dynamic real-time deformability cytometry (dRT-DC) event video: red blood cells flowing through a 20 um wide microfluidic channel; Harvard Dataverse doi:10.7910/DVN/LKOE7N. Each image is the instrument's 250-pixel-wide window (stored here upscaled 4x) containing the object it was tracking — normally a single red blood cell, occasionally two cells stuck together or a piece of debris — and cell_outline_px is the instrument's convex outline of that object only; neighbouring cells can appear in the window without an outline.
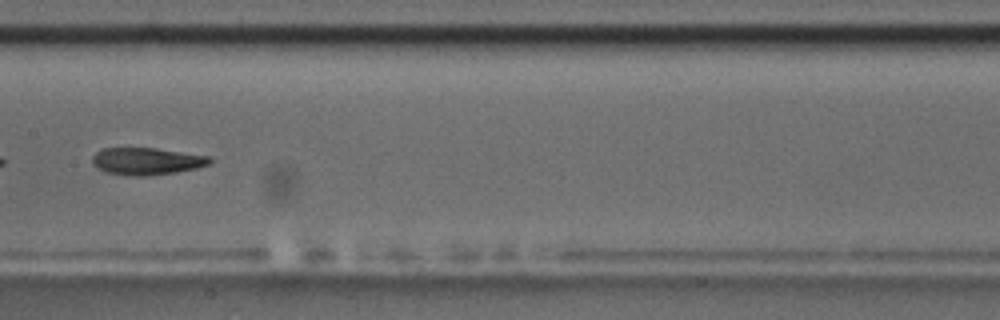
{"species": "common noctule bat (a hibernating species)", "species_latin": "Nyctalus noctula", "temperature_condition": "room temperature", "stored_images_in_passage": 11, "camera_frame_rate_fps": 3000, "um_per_image_px": 0.085, "animal": {"sex": "male", "body_mass_g": 17.5, "forearm_length_mm": 52.3}, "frame": {"image": 1, "passage_image": 8, "time_ms": 8.0, "image_size_px": [1000, 320], "cell_outline_px": [[212, 160], [208, 164], [196, 168], [176, 172], [144, 176], [132, 176], [104, 172], [96, 168], [92, 164], [92, 156], [96, 152], [104, 148], [156, 148], [212, 156]], "centroid_in_image_um": [12.45, 13.7], "position_along_channel_um": 195.0, "area_um2": 18.73}}